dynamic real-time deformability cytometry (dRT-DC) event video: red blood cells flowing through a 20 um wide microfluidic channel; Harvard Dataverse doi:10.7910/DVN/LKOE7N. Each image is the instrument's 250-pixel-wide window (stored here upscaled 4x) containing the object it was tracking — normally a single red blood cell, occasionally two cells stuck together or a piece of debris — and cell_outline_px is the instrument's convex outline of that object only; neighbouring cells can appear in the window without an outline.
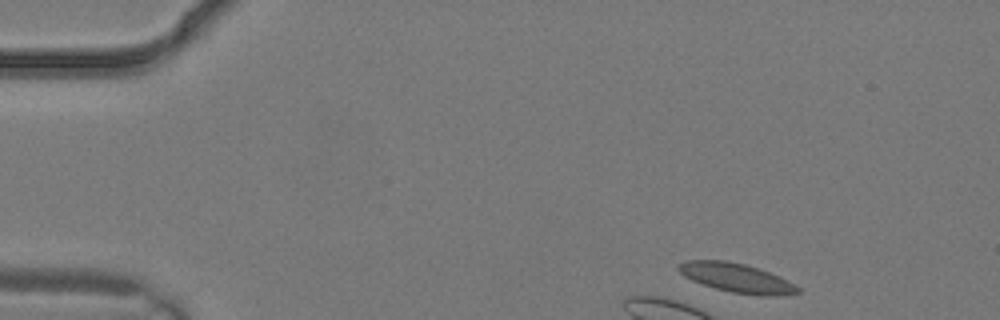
{"species": "common noctule bat (a hibernating species)", "species_latin": "Nyctalus noctula", "temperature_condition": "warm", "stored_images_in_passage": 2, "camera_frame_rate_fps": 3000, "um_per_image_px": 0.085, "animal": {"sex": "male", "body_mass_g": 19.2, "forearm_length_mm": 51.8}, "frame": {"image": 1, "passage_image": 1, "time_ms": 0.0, "image_size_px": [1000, 320], "cell_outline_px": [[800, 292], [784, 296], [760, 296], [732, 292], [716, 288], [692, 280], [684, 276], [676, 268], [684, 260], [724, 260], [744, 264], [780, 276], [796, 284], [800, 288]], "centroid_in_image_um": [62.66, 23.63], "position_along_channel_um": 22.3, "area_um2": 20.23}}